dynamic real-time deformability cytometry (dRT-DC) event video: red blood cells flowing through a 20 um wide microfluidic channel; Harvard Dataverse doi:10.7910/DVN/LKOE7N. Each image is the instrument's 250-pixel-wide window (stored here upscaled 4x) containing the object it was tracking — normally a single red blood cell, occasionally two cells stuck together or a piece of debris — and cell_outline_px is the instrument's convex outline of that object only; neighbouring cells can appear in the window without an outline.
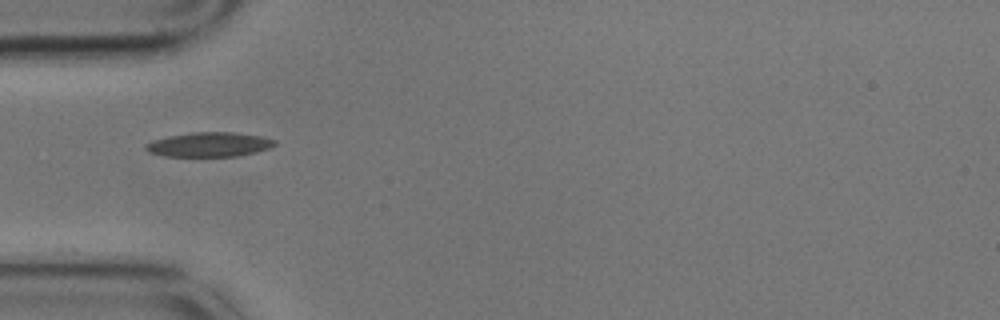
{"species": "common noctule bat (a hibernating species)", "species_latin": "Nyctalus noctula", "temperature_condition": "cold", "stored_images_in_passage": 5, "camera_frame_rate_fps": 3000, "um_per_image_px": 0.085, "animal": {"sex": "male", "body_mass_g": 17.9}, "frame": {"image": 1, "passage_image": 1, "time_ms": 0.0, "image_size_px": [1000, 320], "cell_outline_px": [[276, 144], [272, 148], [256, 152], [236, 156], [164, 156], [148, 152], [144, 148], [144, 144], [152, 140], [168, 136], [192, 132], [236, 132], [260, 136], [276, 140]], "centroid_in_image_um": [17.78, 12.28], "position_along_channel_um": 67.2, "area_um2": 18.55}}
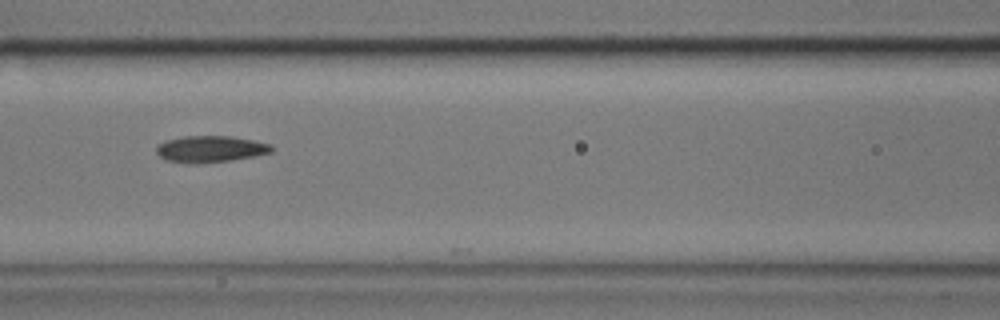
{"frame": {"image": 2, "passage_image": 3, "time_ms": 0.667, "image_size_px": [1000, 320], "cell_outline_px": [[272, 152], [256, 156], [232, 160], [196, 164], [188, 164], [164, 160], [156, 152], [156, 144], [164, 140], [184, 136], [232, 136], [272, 144]], "centroid_in_image_um": [17.84, 12.67], "position_along_channel_um": 148.8, "area_um2": 18.15}}